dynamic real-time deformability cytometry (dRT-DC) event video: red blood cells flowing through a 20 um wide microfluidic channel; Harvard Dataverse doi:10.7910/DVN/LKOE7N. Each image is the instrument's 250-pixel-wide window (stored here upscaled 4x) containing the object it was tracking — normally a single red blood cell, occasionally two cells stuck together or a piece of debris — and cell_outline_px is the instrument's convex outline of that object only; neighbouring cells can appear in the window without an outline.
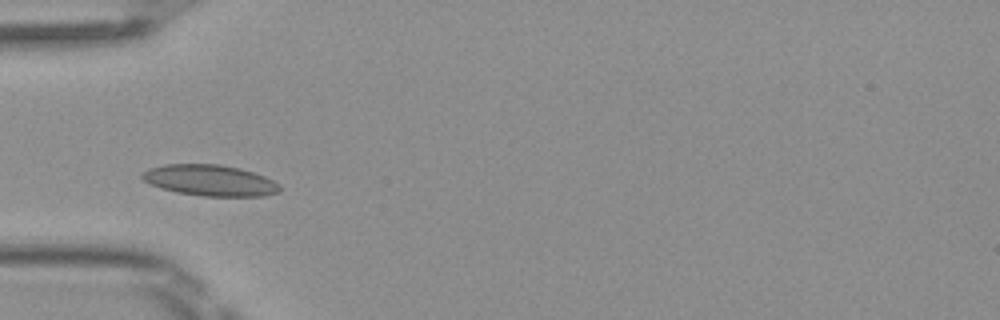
{"species": "Egyptian fruit bat (a non-hibernating species)", "species_latin": "Rousettus aegyptiacus", "temperature_condition": "room temperature", "stored_images_in_passage": 4, "camera_frame_rate_fps": 3000, "um_per_image_px": 0.085, "frame": {"image": 1, "passage_image": 4, "time_ms": 1.0, "image_size_px": [1000, 320], "cell_outline_px": [[280, 192], [264, 196], [204, 196], [176, 192], [160, 188], [148, 184], [140, 176], [148, 168], [164, 164], [220, 164], [240, 168], [264, 176], [280, 184]], "centroid_in_image_um": [17.83, 15.33], "position_along_channel_um": 67.2, "area_um2": 25.03}}